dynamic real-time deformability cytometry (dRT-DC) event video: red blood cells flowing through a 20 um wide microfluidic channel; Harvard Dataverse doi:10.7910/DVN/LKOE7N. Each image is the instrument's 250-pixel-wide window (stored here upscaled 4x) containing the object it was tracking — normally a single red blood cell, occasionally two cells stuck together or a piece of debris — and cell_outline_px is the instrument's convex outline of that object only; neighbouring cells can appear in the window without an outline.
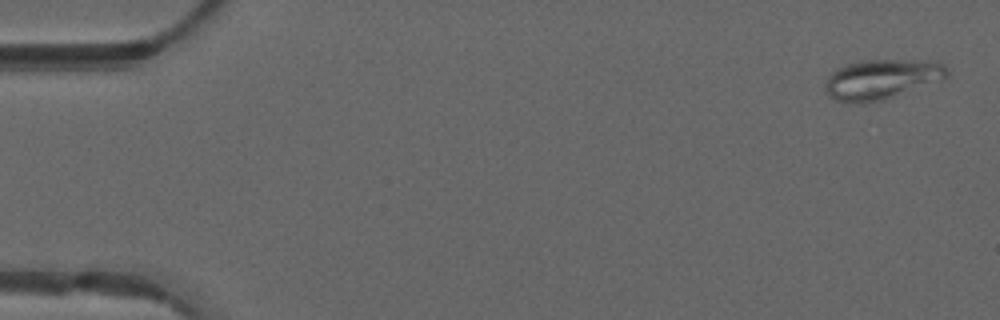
{"species": "common noctule bat (a hibernating species)", "species_latin": "Nyctalus noctula", "temperature_condition": "warm", "stored_images_in_passage": 50, "camera_frame_rate_fps": 3000, "um_per_image_px": 0.085, "animal": {"sex": "male", "forearm_length_mm": 52.5}, "frame": {"image": 1, "passage_image": 2, "time_ms": 0.333, "image_size_px": [1000, 320], "cell_outline_px": [[948, 76], [944, 80], [884, 100], [864, 104], [860, 104], [836, 100], [828, 96], [824, 88], [824, 84], [828, 76], [836, 68], [848, 64], [864, 60], [904, 60], [944, 64], [948, 68]], "centroid_in_image_um": [74.91, 6.77], "position_along_channel_um": 10.1, "area_um2": 28.5}}
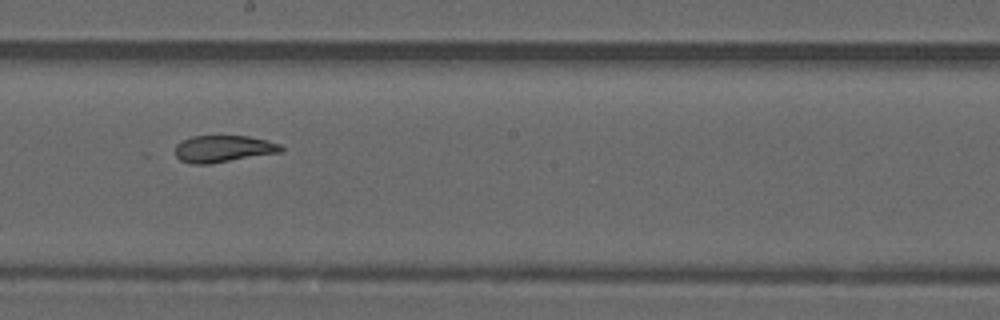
{"frame": {"image": 2, "passage_image": 28, "time_ms": 9.0, "image_size_px": [1000, 320], "cell_outline_px": [[284, 148], [280, 152], [212, 164], [192, 164], [180, 160], [176, 156], [176, 144], [192, 136], [248, 136], [268, 140], [280, 144]], "centroid_in_image_um": [18.99, 12.65], "position_along_channel_um": 229.2, "area_um2": 16.59}}
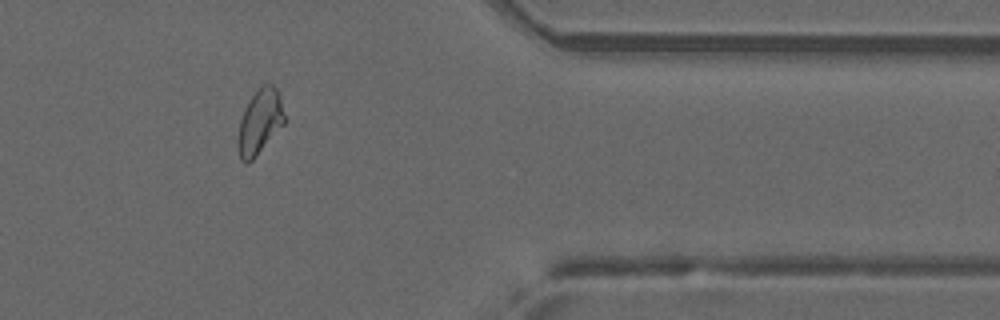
{"frame": {"image": 3, "passage_image": 41, "time_ms": 13.333, "image_size_px": [1000, 320], "cell_outline_px": [[288, 120], [256, 156], [248, 164], [244, 164], [240, 160], [236, 144], [236, 140], [240, 120], [244, 108], [248, 100], [264, 84], [272, 84], [280, 92]], "centroid_in_image_um": [22.1, 10.37], "position_along_channel_um": 389.3, "area_um2": 18.21}}